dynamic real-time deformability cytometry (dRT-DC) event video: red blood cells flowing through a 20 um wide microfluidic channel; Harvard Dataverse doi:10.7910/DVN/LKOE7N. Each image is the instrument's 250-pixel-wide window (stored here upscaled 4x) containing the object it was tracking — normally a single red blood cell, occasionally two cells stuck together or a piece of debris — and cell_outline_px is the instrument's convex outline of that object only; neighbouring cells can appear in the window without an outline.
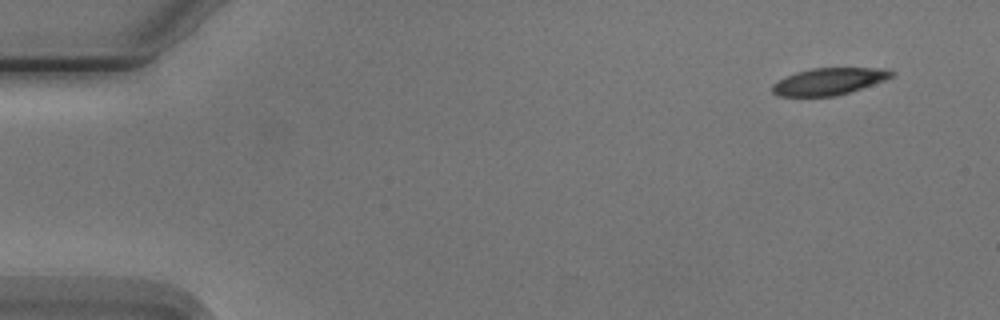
{"species": "Egyptian fruit bat (a non-hibernating species)", "species_latin": "Rousettus aegyptiacus", "temperature_condition": "cold", "stored_images_in_passage": 10, "camera_frame_rate_fps": 3000, "um_per_image_px": 0.085, "animal": {"sex": "male"}, "frame": {"image": 1, "passage_image": 1, "time_ms": 0.0, "image_size_px": [1000, 320], "cell_outline_px": [[896, 72], [892, 76], [884, 80], [836, 96], [776, 96], [772, 92], [772, 84], [784, 76], [796, 72], [812, 68], [888, 68]], "centroid_in_image_um": [70.42, 6.91], "position_along_channel_um": 14.6, "area_um2": 18.67}}
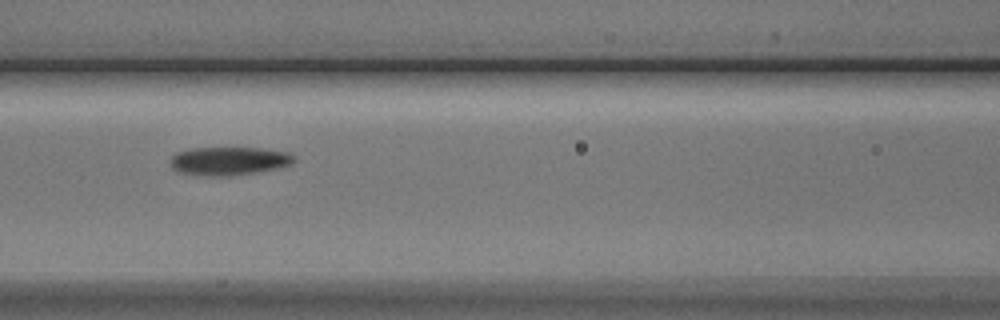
{"frame": {"image": 2, "passage_image": 6, "time_ms": 6.667, "image_size_px": [1000, 320], "cell_outline_px": [[296, 160], [292, 164], [276, 168], [256, 172], [232, 176], [208, 176], [176, 172], [172, 168], [168, 160], [176, 152], [192, 148], [260, 148], [288, 152], [296, 156]], "centroid_in_image_um": [19.44, 13.68], "position_along_channel_um": 147.2, "area_um2": 20.69}}
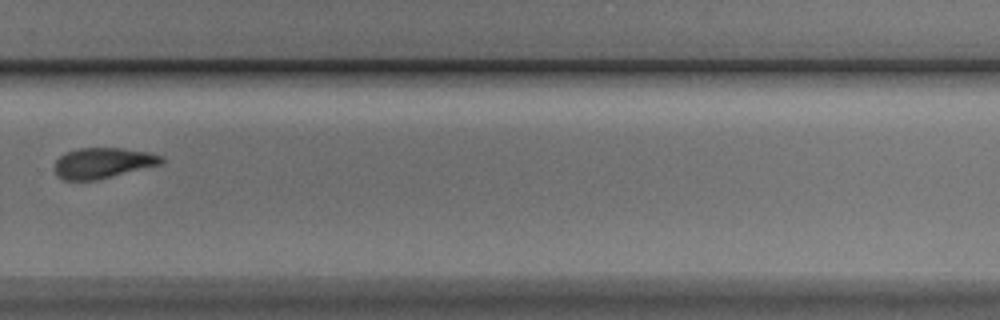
{"frame": {"image": 3, "passage_image": 10, "time_ms": 11.333, "image_size_px": [1000, 320], "cell_outline_px": [[164, 160], [160, 164], [96, 180], [64, 180], [56, 176], [56, 160], [64, 152], [76, 148], [120, 148], [148, 152], [164, 156]], "centroid_in_image_um": [8.72, 13.84], "position_along_channel_um": 321.1, "area_um2": 18.9}}